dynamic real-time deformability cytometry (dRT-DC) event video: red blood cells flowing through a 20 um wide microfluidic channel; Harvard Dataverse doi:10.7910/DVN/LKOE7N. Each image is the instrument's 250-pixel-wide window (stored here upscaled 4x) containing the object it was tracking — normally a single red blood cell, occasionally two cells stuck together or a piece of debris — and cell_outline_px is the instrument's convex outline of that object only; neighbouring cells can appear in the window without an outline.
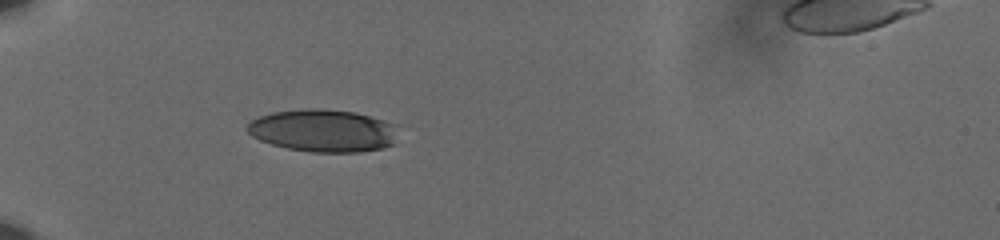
{"species": "human", "species_latin": "Homo sapiens", "temperature_condition": "cold", "stored_images_in_passage": 45, "camera_frame_rate_fps": 3000, "um_per_image_px": 0.085, "donor": {"sex": "male"}, "frame": {"image": 1, "passage_image": 6, "time_ms": 1.667, "image_size_px": [1000, 240], "cell_outline_px": [[396, 144], [384, 148], [360, 152], [312, 152], [288, 148], [272, 144], [260, 140], [252, 136], [244, 128], [252, 120], [260, 116], [272, 112], [304, 108], [320, 108], [356, 112], [392, 124]], "centroid_in_image_um": [27.42, 11.1], "position_along_channel_um": 57.6, "area_um2": 37.22}}
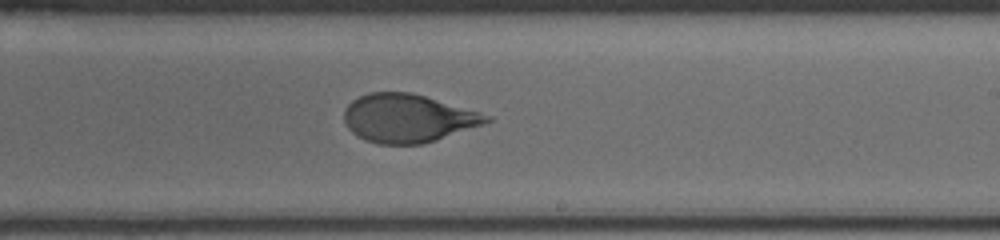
{"frame": {"image": 2, "passage_image": 24, "time_ms": 7.667, "image_size_px": [1000, 240], "cell_outline_px": [[492, 120], [436, 140], [424, 144], [376, 144], [364, 140], [356, 136], [348, 128], [344, 120], [344, 108], [352, 100], [368, 92], [412, 92], [480, 112], [492, 116]], "centroid_in_image_um": [34.62, 10.05], "position_along_channel_um": 254.4, "area_um2": 40.0}}
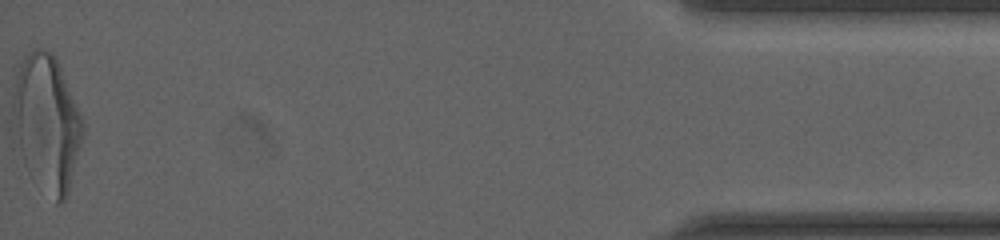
{"frame": {"image": 3, "passage_image": 45, "time_ms": 14.667, "image_size_px": [1000, 240], "cell_outline_px": [[84, 132], [68, 196], [60, 204], [56, 204], [12, 140], [12, 100], [16, 76], [20, 64], [28, 52], [36, 48], [40, 48], [52, 52], [60, 68], [84, 120]], "centroid_in_image_um": [3.98, 10.4], "position_along_channel_um": 431.2, "area_um2": 54.79}, "authors_computed_cell_mechanics": {"area_um2": 40.749, "velocity_mm_per_s": 3.6145, "shape_relaxation_time_tau1_ms": 4.7739, "shape_relaxation_time_tau2_ms": 0.7044, "deformation_change_tau1": 0.1927, "deformation_change_tau2": 0.0665}}